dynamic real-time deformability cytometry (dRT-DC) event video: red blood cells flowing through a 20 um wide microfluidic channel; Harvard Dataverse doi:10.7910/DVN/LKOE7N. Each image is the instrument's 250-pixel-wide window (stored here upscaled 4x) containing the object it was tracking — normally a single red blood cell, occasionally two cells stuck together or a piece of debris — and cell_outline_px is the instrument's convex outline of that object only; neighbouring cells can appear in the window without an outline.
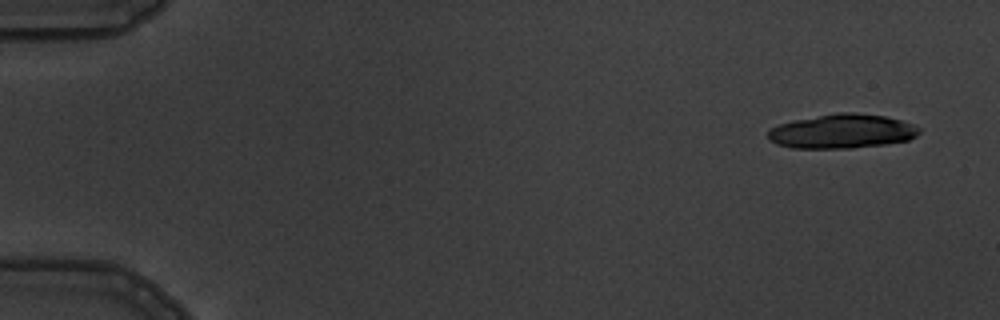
{"species": "common noctule bat (a hibernating species)", "species_latin": "Nyctalus noctula", "temperature_condition": "warm", "stored_images_in_passage": 6, "camera_frame_rate_fps": 3000, "um_per_image_px": 0.085, "animal": {"sex": "male", "body_mass_g": 19.5, "forearm_length_mm": 54.6}, "frame": {"image": 1, "passage_image": 1, "time_ms": 0.0, "image_size_px": [1000, 320], "cell_outline_px": [[920, 132], [916, 136], [908, 140], [884, 144], [852, 148], [792, 148], [776, 144], [768, 140], [768, 128], [780, 124], [796, 120], [836, 112], [856, 112], [884, 116], [900, 120], [912, 124], [920, 128]], "centroid_in_image_um": [71.55, 11.16], "position_along_channel_um": 13.4, "area_um2": 30.17}}